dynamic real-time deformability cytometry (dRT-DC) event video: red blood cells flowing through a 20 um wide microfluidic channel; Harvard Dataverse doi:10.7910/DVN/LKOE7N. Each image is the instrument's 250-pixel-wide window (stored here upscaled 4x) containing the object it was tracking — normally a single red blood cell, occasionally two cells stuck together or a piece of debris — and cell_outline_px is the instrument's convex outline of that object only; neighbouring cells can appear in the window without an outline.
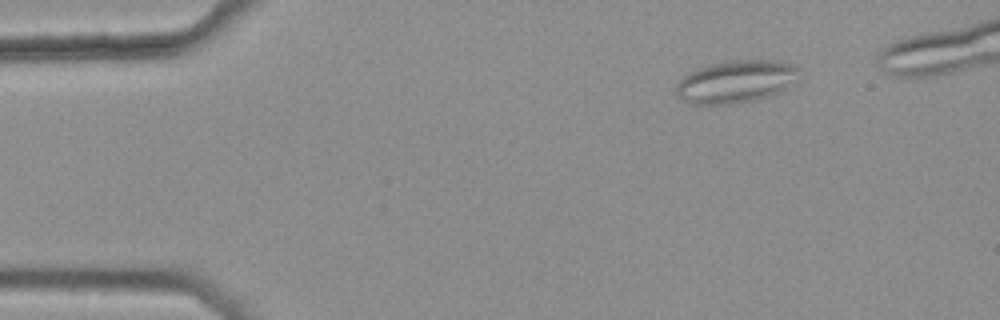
{"species": "common noctule bat (a hibernating species)", "species_latin": "Nyctalus noctula", "temperature_condition": "warm", "stored_images_in_passage": 4, "camera_frame_rate_fps": 3000, "um_per_image_px": 0.085, "animal": {"sex": "female", "body_mass_g": 25.1}, "frame": {"image": 1, "passage_image": 1, "time_ms": 0.0, "image_size_px": [1000, 320], "cell_outline_px": [[800, 68], [796, 80], [772, 96], [756, 100], [732, 104], [692, 104], [684, 100], [676, 92], [676, 84], [688, 72], [708, 64], [728, 60], [780, 60], [792, 64]], "centroid_in_image_um": [62.56, 6.92], "position_along_channel_um": 22.4, "area_um2": 30.63}}